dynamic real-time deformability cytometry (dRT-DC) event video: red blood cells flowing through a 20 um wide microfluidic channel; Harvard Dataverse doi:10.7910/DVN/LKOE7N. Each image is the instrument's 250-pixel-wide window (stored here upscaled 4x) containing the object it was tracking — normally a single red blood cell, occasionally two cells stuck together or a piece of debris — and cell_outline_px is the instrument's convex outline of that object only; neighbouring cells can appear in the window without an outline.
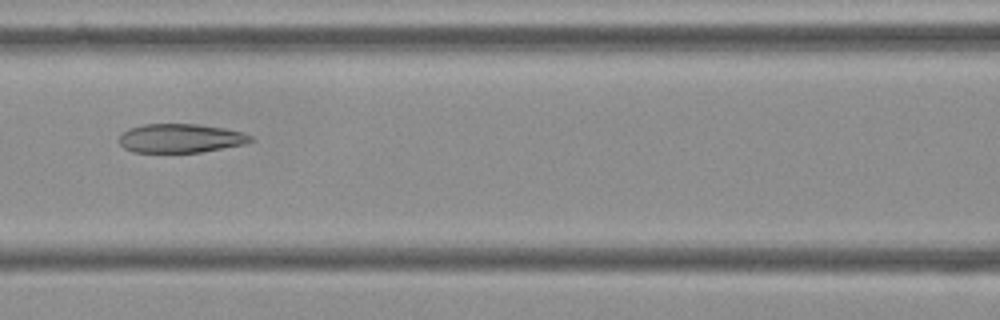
{"species": "Egyptian fruit bat (a non-hibernating species)", "species_latin": "Rousettus aegyptiacus", "temperature_condition": "cold", "stored_images_in_passage": 9, "camera_frame_rate_fps": 3000, "um_per_image_px": 0.085, "frame": {"image": 1, "passage_image": 7, "time_ms": 2.0, "image_size_px": [1000, 320], "cell_outline_px": [[252, 140], [244, 144], [200, 152], [132, 152], [124, 148], [120, 144], [120, 136], [128, 128], [144, 124], [200, 124], [224, 128], [244, 132], [252, 136]], "centroid_in_image_um": [15.34, 11.74], "position_along_channel_um": 151.3, "area_um2": 22.08}}
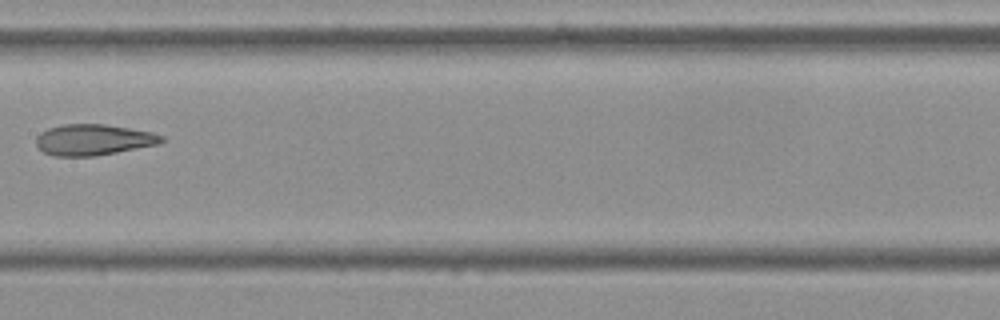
{"frame": {"image": 2, "passage_image": 8, "time_ms": 2.333, "image_size_px": [1000, 320], "cell_outline_px": [[164, 140], [160, 144], [96, 156], [52, 156], [44, 152], [36, 144], [36, 136], [40, 132], [48, 128], [64, 124], [104, 124], [152, 132], [164, 136]], "centroid_in_image_um": [7.94, 11.88], "position_along_channel_um": 199.5, "area_um2": 22.72}}
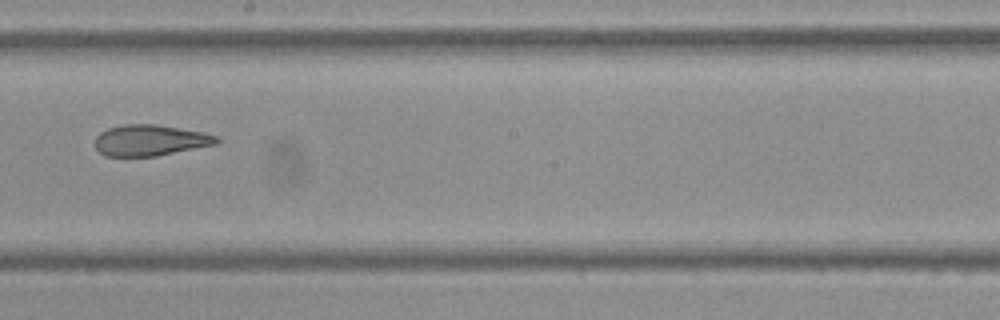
{"frame": {"image": 3, "passage_image": 9, "time_ms": 2.667, "image_size_px": [1000, 320], "cell_outline_px": [[220, 140], [216, 144], [156, 156], [104, 156], [96, 148], [96, 136], [100, 132], [108, 128], [124, 124], [156, 124], [204, 132], [216, 136]], "centroid_in_image_um": [12.75, 11.92], "position_along_channel_um": 235.4, "area_um2": 21.91}}